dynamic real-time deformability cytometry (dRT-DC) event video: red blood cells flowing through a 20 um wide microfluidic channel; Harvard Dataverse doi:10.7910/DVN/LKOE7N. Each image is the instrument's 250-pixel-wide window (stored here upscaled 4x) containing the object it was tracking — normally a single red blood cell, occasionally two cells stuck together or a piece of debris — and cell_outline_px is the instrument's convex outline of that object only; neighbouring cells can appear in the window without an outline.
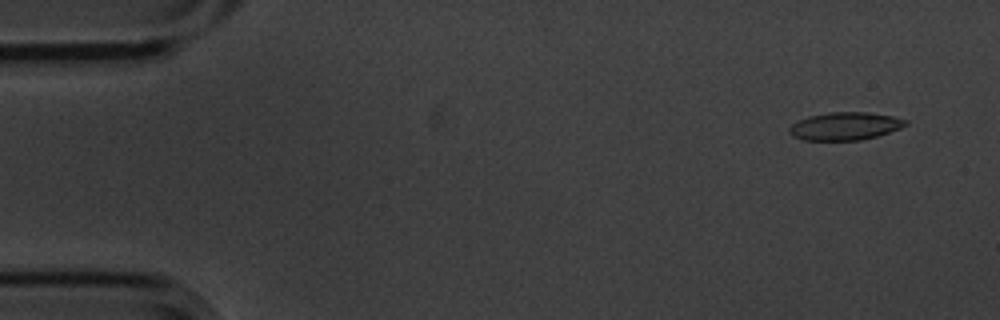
{"species": "common noctule bat (a hibernating species)", "species_latin": "Nyctalus noctula", "temperature_condition": "cold", "stored_images_in_passage": 16, "camera_frame_rate_fps": 3000, "um_per_image_px": 0.085, "animal": {"sex": "male", "body_mass_g": 20.1, "forearm_length_mm": 53.5}, "frame": {"image": 1, "passage_image": 4, "time_ms": 1.0, "image_size_px": [1000, 320], "cell_outline_px": [[908, 124], [900, 128], [876, 136], [860, 140], [804, 140], [792, 136], [788, 132], [788, 128], [792, 124], [808, 116], [828, 112], [868, 112], [892, 116], [908, 120]], "centroid_in_image_um": [71.81, 10.72], "position_along_channel_um": 13.2, "area_um2": 18.84}}